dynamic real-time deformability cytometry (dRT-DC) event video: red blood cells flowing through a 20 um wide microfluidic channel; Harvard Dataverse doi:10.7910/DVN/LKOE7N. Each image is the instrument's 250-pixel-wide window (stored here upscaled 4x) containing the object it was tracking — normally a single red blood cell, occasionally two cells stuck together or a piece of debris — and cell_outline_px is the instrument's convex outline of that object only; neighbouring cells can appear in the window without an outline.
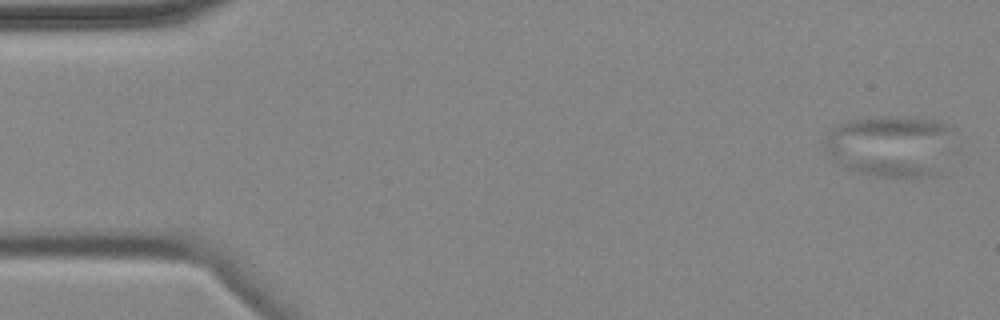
{"species": "common noctule bat (a hibernating species)", "species_latin": "Nyctalus noctula", "temperature_condition": "cold", "stored_images_in_passage": 5, "camera_frame_rate_fps": 3000, "um_per_image_px": 0.085, "animal": {"sex": "female", "body_mass_g": 18.4}, "frame": {"image": 1, "passage_image": 1, "time_ms": 0.0, "image_size_px": [1000, 320], "cell_outline_px": [[956, 128], [940, 172], [932, 176], [912, 180], [872, 176], [848, 168], [840, 164], [828, 156], [824, 148], [824, 144], [828, 136], [840, 124], [848, 120], [880, 116], [912, 116], [940, 120]], "centroid_in_image_um": [75.78, 12.42], "position_along_channel_um": 9.2, "area_um2": 47.57}}